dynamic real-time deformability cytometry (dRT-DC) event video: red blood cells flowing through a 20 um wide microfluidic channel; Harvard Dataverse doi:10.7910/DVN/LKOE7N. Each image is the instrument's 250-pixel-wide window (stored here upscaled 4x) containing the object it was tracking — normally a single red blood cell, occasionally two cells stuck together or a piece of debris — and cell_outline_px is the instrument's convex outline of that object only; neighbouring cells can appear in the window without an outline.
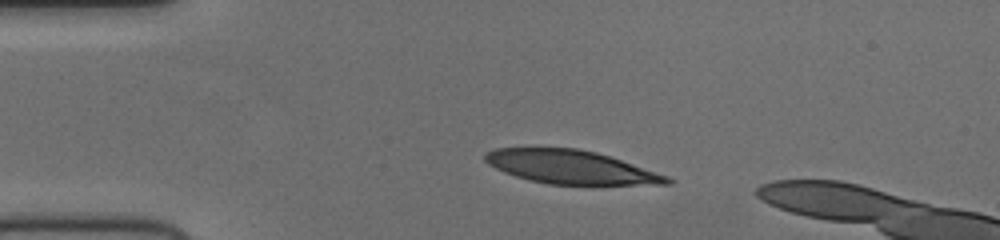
{"species": "human", "species_latin": "Homo sapiens", "temperature_condition": "cold", "stored_images_in_passage": 37, "camera_frame_rate_fps": 3000, "um_per_image_px": 0.085, "donor": {"sex": "female"}, "frame": {"image": 1, "passage_image": 1, "time_ms": 0.0, "image_size_px": [1000, 240], "cell_outline_px": [[676, 180], [672, 184], [548, 184], [528, 180], [504, 172], [488, 164], [484, 160], [484, 156], [488, 152], [496, 148], [576, 148], [596, 152], [668, 176]], "centroid_in_image_um": [48.51, 14.2], "position_along_channel_um": 36.5, "area_um2": 35.08}}
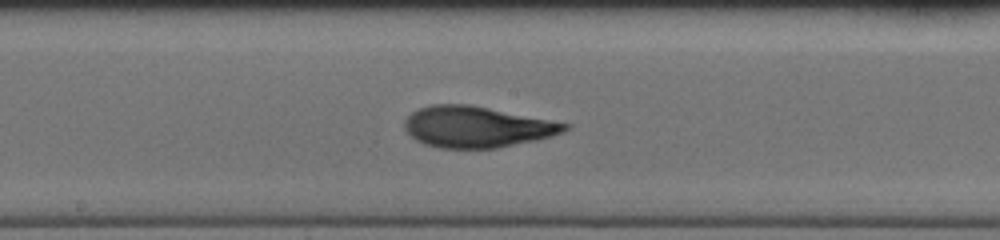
{"frame": {"image": 2, "passage_image": 17, "time_ms": 5.333, "image_size_px": [1000, 240], "cell_outline_px": [[572, 128], [564, 132], [552, 136], [536, 140], [496, 148], [440, 148], [424, 144], [416, 140], [404, 128], [404, 120], [412, 112], [420, 108], [432, 104], [472, 104], [572, 124]], "centroid_in_image_um": [40.57, 10.77], "position_along_channel_um": 207.6, "area_um2": 38.61}}
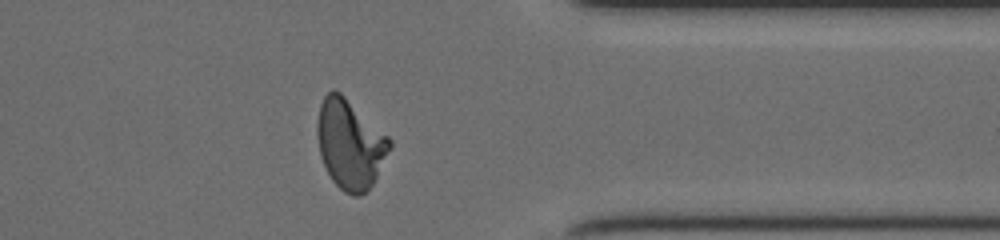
{"frame": {"image": 3, "passage_image": 31, "time_ms": 10.0, "image_size_px": [1000, 240], "cell_outline_px": [[392, 148], [372, 184], [360, 196], [352, 196], [344, 192], [332, 180], [320, 156], [316, 136], [316, 124], [320, 104], [324, 96], [332, 88], [340, 92], [388, 136], [392, 140]], "centroid_in_image_um": [29.74, 12.24], "position_along_channel_um": 381.7, "area_um2": 37.69}}